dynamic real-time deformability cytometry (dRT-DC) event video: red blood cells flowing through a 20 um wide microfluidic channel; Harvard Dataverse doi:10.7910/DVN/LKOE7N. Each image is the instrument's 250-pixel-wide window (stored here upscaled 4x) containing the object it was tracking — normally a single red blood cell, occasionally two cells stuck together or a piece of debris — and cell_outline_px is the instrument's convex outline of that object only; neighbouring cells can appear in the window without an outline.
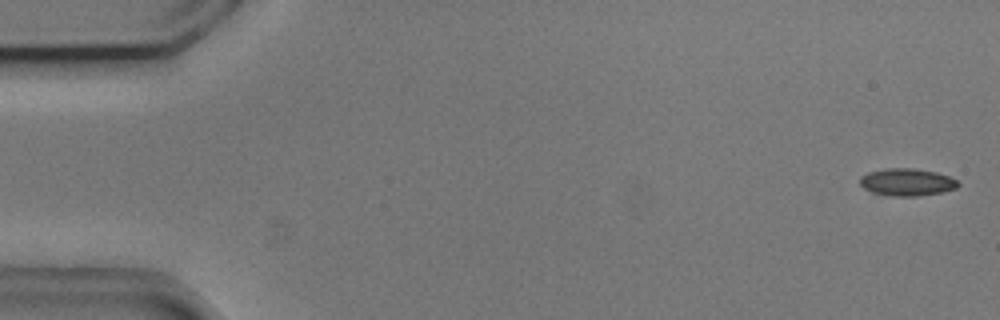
{"species": "common noctule bat (a hibernating species)", "species_latin": "Nyctalus noctula", "temperature_condition": "cold", "stored_images_in_passage": 52, "camera_frame_rate_fps": 3000, "um_per_image_px": 0.085, "animal": {"sex": "male", "body_mass_g": 20.5, "forearm_length_mm": 52.5}, "frame": {"image": 1, "passage_image": 2, "time_ms": 0.333, "image_size_px": [1000, 320], "cell_outline_px": [[960, 184], [956, 188], [940, 192], [916, 196], [892, 196], [872, 192], [864, 188], [860, 184], [860, 176], [868, 172], [884, 168], [912, 168], [936, 172], [948, 176], [956, 180]], "centroid_in_image_um": [77.06, 15.47], "position_along_channel_um": 7.9, "area_um2": 15.55}}
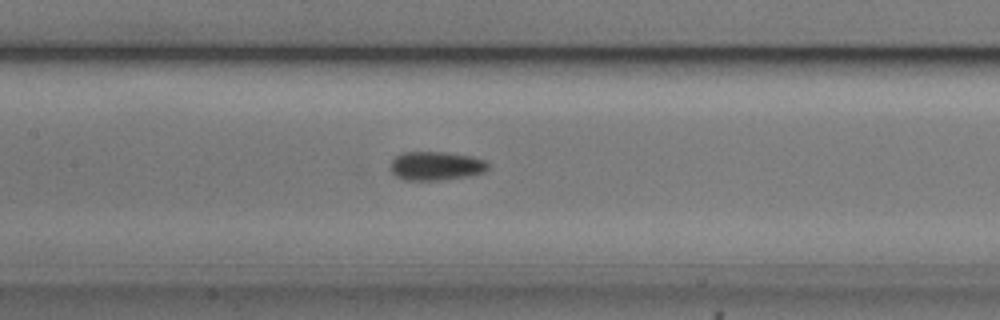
{"frame": {"image": 2, "passage_image": 26, "time_ms": 8.333, "image_size_px": [1000, 320], "cell_outline_px": [[488, 168], [484, 172], [472, 176], [440, 180], [404, 180], [396, 176], [392, 172], [392, 160], [396, 156], [404, 152], [444, 152], [472, 156], [484, 160], [488, 164]], "centroid_in_image_um": [37.09, 14.11], "position_along_channel_um": 170.3, "area_um2": 16.36}}
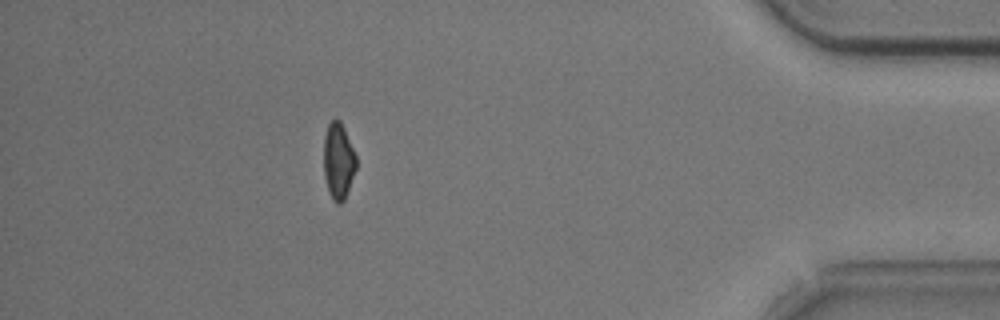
{"frame": {"image": 3, "passage_image": 49, "time_ms": 16.0, "image_size_px": [1000, 320], "cell_outline_px": [[356, 168], [344, 200], [340, 204], [336, 204], [332, 200], [328, 192], [324, 176], [324, 136], [328, 124], [332, 120], [340, 120], [344, 128], [356, 156]], "centroid_in_image_um": [28.74, 13.71], "position_along_channel_um": 406.5, "area_um2": 14.39}, "authors_computed_cell_mechanics": {"area_um2": 15.5482, "velocity_mm_per_s": 3.7231, "shape_relaxation_time_tau1_ms": 1.8582, "shape_relaxation_time_tau2_ms": 3.0083, "deformation_change_tau1": 0.0759, "deformation_change_tau2": 0.0629}}